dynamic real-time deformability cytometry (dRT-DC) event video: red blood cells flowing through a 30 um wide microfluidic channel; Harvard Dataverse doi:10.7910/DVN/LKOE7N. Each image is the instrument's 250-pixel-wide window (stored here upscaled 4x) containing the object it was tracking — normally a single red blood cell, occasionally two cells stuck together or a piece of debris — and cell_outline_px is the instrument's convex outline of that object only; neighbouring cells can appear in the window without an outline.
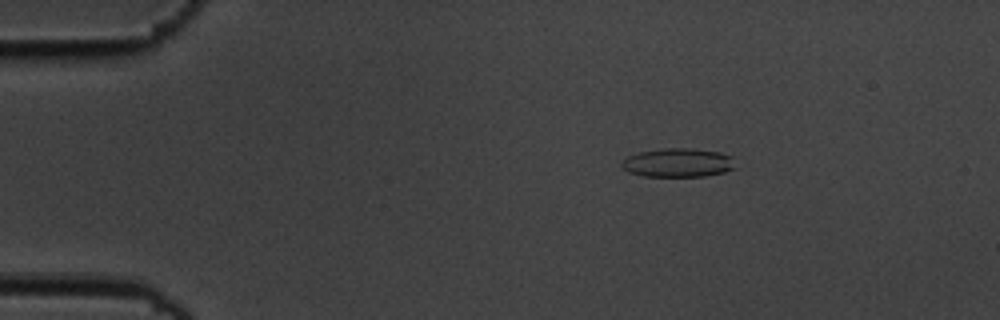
{"species": "common noctule bat (a hibernating species)", "species_latin": "Nyctalus noctula", "temperature_condition": "cold", "stored_images_in_passage": 5, "camera_frame_rate_fps": 3000, "um_per_image_px": 0.085, "animal": {"sex": "male", "body_mass_g": 19.5, "forearm_length_mm": 54.6}, "frame": {"image": 1, "passage_image": 3, "time_ms": 0.667, "image_size_px": [1000, 320], "cell_outline_px": [[736, 168], [724, 172], [704, 176], [644, 176], [628, 172], [620, 164], [628, 156], [636, 152], [664, 148], [692, 148], [720, 152], [732, 156]], "centroid_in_image_um": [57.64, 13.82], "position_along_channel_um": 27.4, "area_um2": 19.19}}